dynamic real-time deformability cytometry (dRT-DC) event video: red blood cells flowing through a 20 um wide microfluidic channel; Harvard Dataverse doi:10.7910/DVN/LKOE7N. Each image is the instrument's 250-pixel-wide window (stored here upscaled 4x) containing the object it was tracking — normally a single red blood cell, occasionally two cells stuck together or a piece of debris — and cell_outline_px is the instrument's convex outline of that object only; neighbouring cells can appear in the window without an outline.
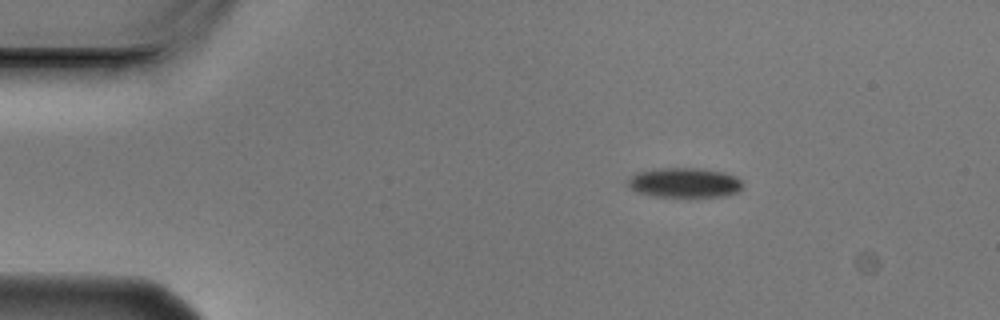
{"species": "Egyptian fruit bat (a non-hibernating species)", "species_latin": "Rousettus aegyptiacus", "temperature_condition": "cold", "stored_images_in_passage": 3, "camera_frame_rate_fps": 3000, "um_per_image_px": 0.085, "animal": {"sex": "male"}, "frame": {"image": 1, "passage_image": 1, "time_ms": 0.0, "image_size_px": [1000, 320], "cell_outline_px": [[744, 184], [740, 192], [724, 196], [652, 196], [636, 192], [628, 188], [624, 184], [636, 172], [660, 168], [696, 168], [724, 172], [736, 176]], "centroid_in_image_um": [58.16, 15.53], "position_along_channel_um": 26.8, "area_um2": 20.11}}